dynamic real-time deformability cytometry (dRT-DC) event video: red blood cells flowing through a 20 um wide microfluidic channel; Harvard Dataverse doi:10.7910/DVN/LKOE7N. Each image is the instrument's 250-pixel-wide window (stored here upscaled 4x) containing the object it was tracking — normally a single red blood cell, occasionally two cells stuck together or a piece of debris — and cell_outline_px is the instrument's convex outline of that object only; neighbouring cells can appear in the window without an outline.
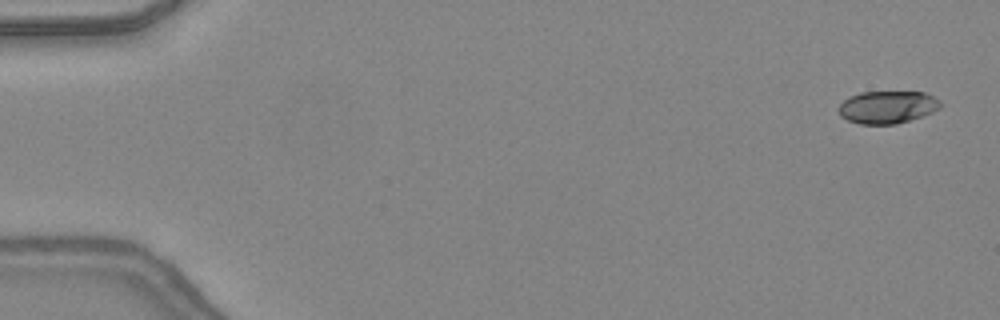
{"species": "common noctule bat (a hibernating species)", "species_latin": "Nyctalus noctula", "temperature_condition": "warm", "stored_images_in_passage": 48, "camera_frame_rate_fps": 3000, "um_per_image_px": 0.085, "animal": {"sex": "female", "body_mass_g": 24.6, "forearm_length_mm": 56.2}, "frame": {"image": 1, "passage_image": 2, "time_ms": 0.333, "image_size_px": [1000, 320], "cell_outline_px": [[940, 108], [932, 112], [896, 124], [860, 124], [848, 120], [840, 116], [836, 108], [844, 100], [860, 92], [924, 92], [932, 96], [940, 104]], "centroid_in_image_um": [75.37, 9.11], "position_along_channel_um": 9.6, "area_um2": 19.07}}
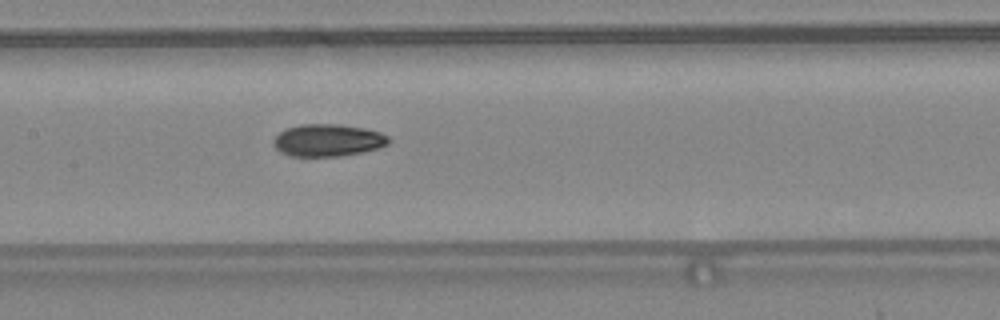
{"frame": {"image": 2, "passage_image": 24, "time_ms": 7.667, "image_size_px": [1000, 320], "cell_outline_px": [[392, 140], [388, 144], [380, 148], [364, 152], [340, 156], [292, 156], [280, 152], [276, 148], [272, 140], [280, 132], [288, 128], [300, 124], [336, 124], [364, 128], [380, 132], [388, 136]], "centroid_in_image_um": [27.9, 11.93], "position_along_channel_um": 179.5, "area_um2": 21.73}}
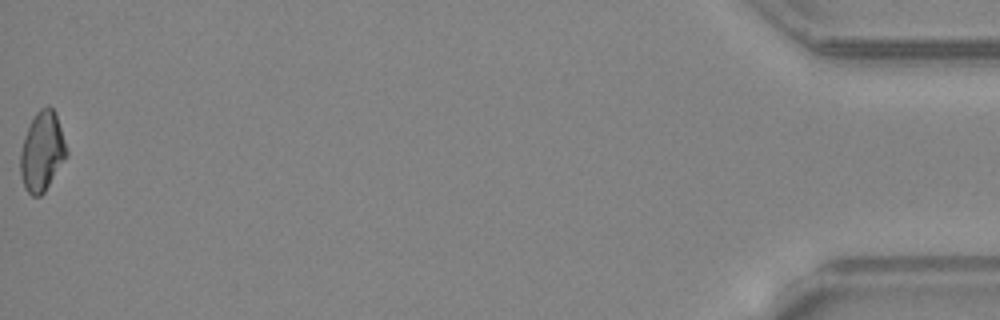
{"frame": {"image": 3, "passage_image": 48, "time_ms": 15.667, "image_size_px": [1000, 320], "cell_outline_px": [[68, 156], [44, 192], [40, 196], [32, 196], [24, 188], [20, 176], [20, 152], [24, 136], [36, 112], [40, 108], [48, 104], [56, 112], [68, 152]], "centroid_in_image_um": [3.58, 12.88], "position_along_channel_um": 431.6, "area_um2": 21.56}, "authors_computed_cell_mechanics": {"area_um2": 20.8369, "velocity_mm_per_s": 4.3955, "shape_relaxation_time_tau1_ms": 5.3236, "shape_relaxation_time_tau2_ms": 4.4543, "deformation_change_tau1": 0.1598, "deformation_change_tau2": 0.088}}